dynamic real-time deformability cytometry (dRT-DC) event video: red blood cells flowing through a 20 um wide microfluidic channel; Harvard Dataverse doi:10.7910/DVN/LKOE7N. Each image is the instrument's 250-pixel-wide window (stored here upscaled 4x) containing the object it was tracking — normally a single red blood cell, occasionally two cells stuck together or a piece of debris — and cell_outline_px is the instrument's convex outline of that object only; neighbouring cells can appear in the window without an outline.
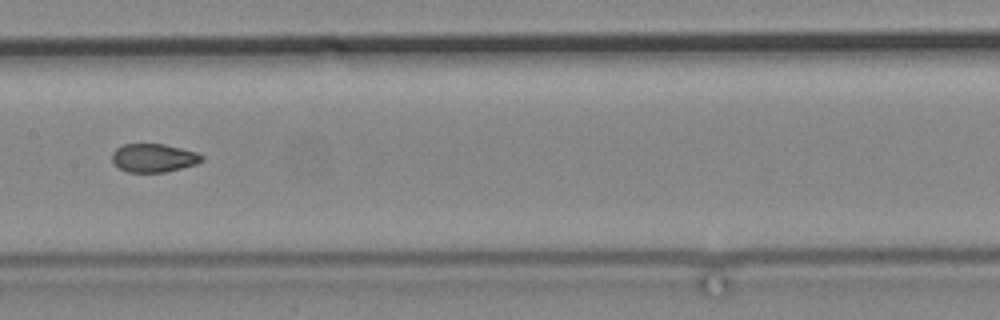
{"species": "common noctule bat (a hibernating species)", "species_latin": "Nyctalus noctula", "temperature_condition": "cold", "stored_images_in_passage": 14, "camera_frame_rate_fps": 3000, "um_per_image_px": 0.085, "animal": {"sex": "male", "body_mass_g": 19.2, "forearm_length_mm": 51.8}, "frame": {"image": 1, "passage_image": 12, "time_ms": 14.0, "image_size_px": [1000, 320], "cell_outline_px": [[204, 160], [196, 164], [164, 172], [128, 172], [112, 164], [112, 152], [116, 148], [124, 144], [164, 144], [196, 152], [204, 156]], "centroid_in_image_um": [13.04, 13.42], "position_along_channel_um": 194.4, "area_um2": 14.85}}
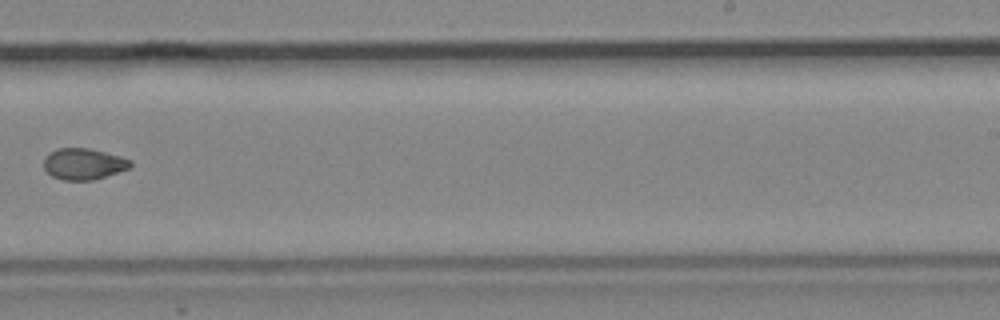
{"frame": {"image": 2, "passage_image": 14, "time_ms": 16.667, "image_size_px": [1000, 320], "cell_outline_px": [[132, 164], [128, 168], [92, 180], [64, 180], [52, 176], [44, 168], [44, 156], [56, 148], [88, 148], [120, 156], [132, 160]], "centroid_in_image_um": [7.07, 13.92], "position_along_channel_um": 281.9, "area_um2": 15.61}}